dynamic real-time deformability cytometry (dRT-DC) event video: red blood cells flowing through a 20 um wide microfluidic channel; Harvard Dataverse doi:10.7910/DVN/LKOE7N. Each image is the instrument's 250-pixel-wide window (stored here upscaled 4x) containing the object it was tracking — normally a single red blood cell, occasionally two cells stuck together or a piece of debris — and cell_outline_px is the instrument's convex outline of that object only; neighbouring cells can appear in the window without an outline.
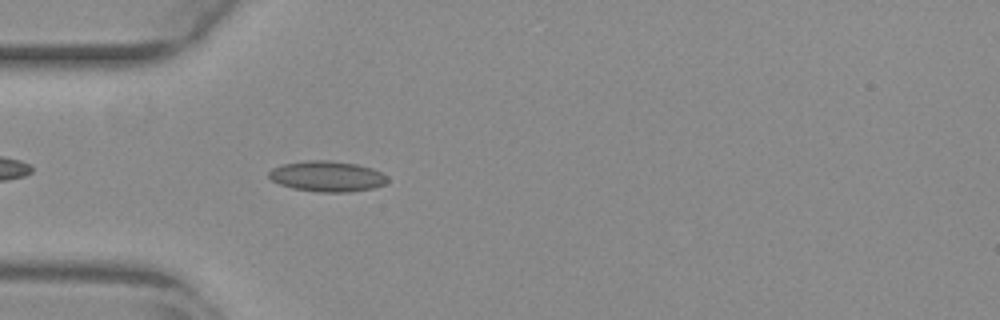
{"species": "common noctule bat (a hibernating species)", "species_latin": "Nyctalus noctula", "temperature_condition": "warm", "stored_images_in_passage": 39, "camera_frame_rate_fps": 3000, "um_per_image_px": 0.085, "animal": {"sex": "female", "body_mass_g": 29.2, "forearm_length_mm": 56.3}, "frame": {"image": 1, "passage_image": 4, "time_ms": 1.0, "image_size_px": [1000, 320], "cell_outline_px": [[388, 180], [384, 184], [372, 188], [348, 192], [316, 192], [292, 188], [280, 184], [272, 180], [268, 176], [268, 172], [272, 168], [284, 164], [308, 160], [328, 160], [356, 164], [372, 168], [388, 176]], "centroid_in_image_um": [27.8, 14.99], "position_along_channel_um": 57.2, "area_um2": 21.1}}
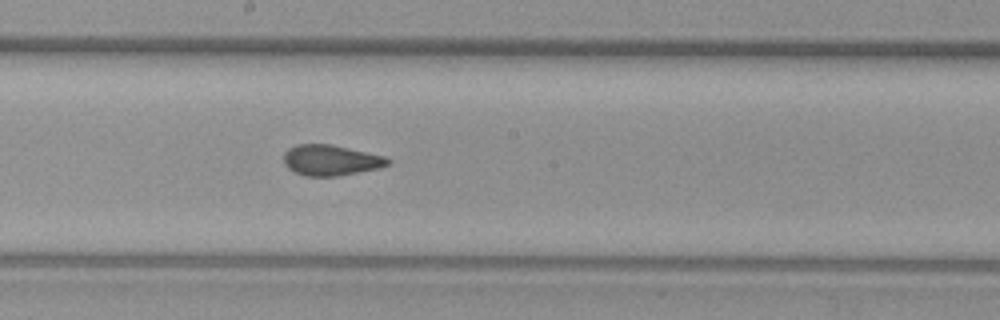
{"frame": {"image": 2, "passage_image": 17, "time_ms": 5.333, "image_size_px": [1000, 320], "cell_outline_px": [[392, 160], [388, 164], [380, 168], [340, 176], [304, 176], [288, 168], [284, 164], [284, 152], [288, 148], [296, 144], [328, 144], [384, 156]], "centroid_in_image_um": [28.1, 13.63], "position_along_channel_um": 220.1, "area_um2": 18.55}}
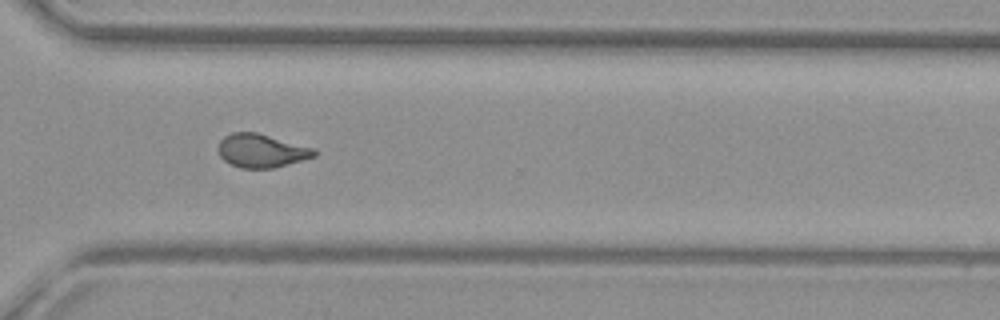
{"frame": {"image": 3, "passage_image": 27, "time_ms": 8.667, "image_size_px": [1000, 320], "cell_outline_px": [[316, 156], [288, 164], [272, 168], [240, 168], [224, 160], [220, 156], [220, 140], [224, 136], [232, 132], [256, 132], [316, 148]], "centroid_in_image_um": [22.25, 12.8], "position_along_channel_um": 348.3, "area_um2": 18.61}, "authors_computed_cell_mechanics": {"area_um2": 18.6694, "velocity_mm_per_s": 3.8459, "shape_relaxation_time_tau1_ms": null, "shape_relaxation_time_tau2_ms": 1.6702, "deformation_change_tau1": null, "deformation_change_tau2": 0.0594}}